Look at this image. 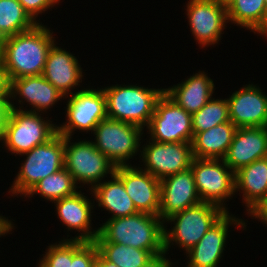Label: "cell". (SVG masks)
<instances>
[{"instance_id": "6da1fadb", "label": "cell", "mask_w": 267, "mask_h": 267, "mask_svg": "<svg viewBox=\"0 0 267 267\" xmlns=\"http://www.w3.org/2000/svg\"><path fill=\"white\" fill-rule=\"evenodd\" d=\"M51 30L37 23L32 29L0 41L1 73L8 79L42 75L54 44Z\"/></svg>"}, {"instance_id": "7a4b0ae2", "label": "cell", "mask_w": 267, "mask_h": 267, "mask_svg": "<svg viewBox=\"0 0 267 267\" xmlns=\"http://www.w3.org/2000/svg\"><path fill=\"white\" fill-rule=\"evenodd\" d=\"M159 216L138 212L108 219L101 227L94 243H118L149 251L153 256L165 253L164 221Z\"/></svg>"}, {"instance_id": "3957f363", "label": "cell", "mask_w": 267, "mask_h": 267, "mask_svg": "<svg viewBox=\"0 0 267 267\" xmlns=\"http://www.w3.org/2000/svg\"><path fill=\"white\" fill-rule=\"evenodd\" d=\"M106 96L107 117L137 125L144 130L155 111L163 89H148L137 85H113L103 89Z\"/></svg>"}, {"instance_id": "277c9868", "label": "cell", "mask_w": 267, "mask_h": 267, "mask_svg": "<svg viewBox=\"0 0 267 267\" xmlns=\"http://www.w3.org/2000/svg\"><path fill=\"white\" fill-rule=\"evenodd\" d=\"M226 211L221 207L200 202L178 212L165 221L174 222L171 230L164 227V250L167 254L169 247L175 242L182 249L188 252L192 249L205 235V233L214 225Z\"/></svg>"}, {"instance_id": "5b68a950", "label": "cell", "mask_w": 267, "mask_h": 267, "mask_svg": "<svg viewBox=\"0 0 267 267\" xmlns=\"http://www.w3.org/2000/svg\"><path fill=\"white\" fill-rule=\"evenodd\" d=\"M10 108L4 127L3 143L13 154L28 152L57 134L58 125L44 120L41 114L23 110L21 107L17 109L12 102Z\"/></svg>"}, {"instance_id": "8992f818", "label": "cell", "mask_w": 267, "mask_h": 267, "mask_svg": "<svg viewBox=\"0 0 267 267\" xmlns=\"http://www.w3.org/2000/svg\"><path fill=\"white\" fill-rule=\"evenodd\" d=\"M26 155L11 186V194L26 195L41 179L64 168V136L57 133L48 142L35 146Z\"/></svg>"}, {"instance_id": "52a82bcc", "label": "cell", "mask_w": 267, "mask_h": 267, "mask_svg": "<svg viewBox=\"0 0 267 267\" xmlns=\"http://www.w3.org/2000/svg\"><path fill=\"white\" fill-rule=\"evenodd\" d=\"M143 129L131 123L106 118L94 128L93 144L116 167L129 165L140 147Z\"/></svg>"}, {"instance_id": "ba28073f", "label": "cell", "mask_w": 267, "mask_h": 267, "mask_svg": "<svg viewBox=\"0 0 267 267\" xmlns=\"http://www.w3.org/2000/svg\"><path fill=\"white\" fill-rule=\"evenodd\" d=\"M64 136V167L75 183L91 184L92 190L107 175L115 172L116 166L93 144V141L72 142Z\"/></svg>"}, {"instance_id": "9c48e42d", "label": "cell", "mask_w": 267, "mask_h": 267, "mask_svg": "<svg viewBox=\"0 0 267 267\" xmlns=\"http://www.w3.org/2000/svg\"><path fill=\"white\" fill-rule=\"evenodd\" d=\"M221 162V163H220ZM201 202L224 206L235 192V173L223 159L193 158L190 166Z\"/></svg>"}, {"instance_id": "30bf717a", "label": "cell", "mask_w": 267, "mask_h": 267, "mask_svg": "<svg viewBox=\"0 0 267 267\" xmlns=\"http://www.w3.org/2000/svg\"><path fill=\"white\" fill-rule=\"evenodd\" d=\"M150 140L163 143L193 141L192 114L186 112L165 92L155 105L154 114L147 125Z\"/></svg>"}, {"instance_id": "8fae6325", "label": "cell", "mask_w": 267, "mask_h": 267, "mask_svg": "<svg viewBox=\"0 0 267 267\" xmlns=\"http://www.w3.org/2000/svg\"><path fill=\"white\" fill-rule=\"evenodd\" d=\"M66 123L57 126V133L71 137L75 129L94 131L97 124L107 118L106 96L102 89H82L69 95Z\"/></svg>"}, {"instance_id": "7c38bea8", "label": "cell", "mask_w": 267, "mask_h": 267, "mask_svg": "<svg viewBox=\"0 0 267 267\" xmlns=\"http://www.w3.org/2000/svg\"><path fill=\"white\" fill-rule=\"evenodd\" d=\"M142 147L144 171L159 180L189 169L193 160L192 143L150 142L149 139L148 145Z\"/></svg>"}, {"instance_id": "4fadbf2b", "label": "cell", "mask_w": 267, "mask_h": 267, "mask_svg": "<svg viewBox=\"0 0 267 267\" xmlns=\"http://www.w3.org/2000/svg\"><path fill=\"white\" fill-rule=\"evenodd\" d=\"M187 5L189 26L203 47L218 43L228 22L227 9L215 0H190Z\"/></svg>"}, {"instance_id": "5bb4252c", "label": "cell", "mask_w": 267, "mask_h": 267, "mask_svg": "<svg viewBox=\"0 0 267 267\" xmlns=\"http://www.w3.org/2000/svg\"><path fill=\"white\" fill-rule=\"evenodd\" d=\"M123 182L125 191L138 212L159 216L160 180L142 168L117 166L114 172Z\"/></svg>"}, {"instance_id": "9a60e30c", "label": "cell", "mask_w": 267, "mask_h": 267, "mask_svg": "<svg viewBox=\"0 0 267 267\" xmlns=\"http://www.w3.org/2000/svg\"><path fill=\"white\" fill-rule=\"evenodd\" d=\"M159 217L165 222L170 216L201 202L191 168L160 180Z\"/></svg>"}, {"instance_id": "2e32d148", "label": "cell", "mask_w": 267, "mask_h": 267, "mask_svg": "<svg viewBox=\"0 0 267 267\" xmlns=\"http://www.w3.org/2000/svg\"><path fill=\"white\" fill-rule=\"evenodd\" d=\"M249 84L227 98L229 120L237 127H267V95Z\"/></svg>"}, {"instance_id": "e0dca14e", "label": "cell", "mask_w": 267, "mask_h": 267, "mask_svg": "<svg viewBox=\"0 0 267 267\" xmlns=\"http://www.w3.org/2000/svg\"><path fill=\"white\" fill-rule=\"evenodd\" d=\"M226 212L205 233L202 239L186 254L189 257L187 267H217L222 253L225 250L228 228L230 225L246 227L245 221L238 219ZM230 224V225H229Z\"/></svg>"}, {"instance_id": "ac0fdd59", "label": "cell", "mask_w": 267, "mask_h": 267, "mask_svg": "<svg viewBox=\"0 0 267 267\" xmlns=\"http://www.w3.org/2000/svg\"><path fill=\"white\" fill-rule=\"evenodd\" d=\"M267 157V127H239L224 162L235 173L256 160Z\"/></svg>"}, {"instance_id": "d6986e66", "label": "cell", "mask_w": 267, "mask_h": 267, "mask_svg": "<svg viewBox=\"0 0 267 267\" xmlns=\"http://www.w3.org/2000/svg\"><path fill=\"white\" fill-rule=\"evenodd\" d=\"M43 77L50 82L61 94L69 97L74 86L82 82V68L73 54L62 50L54 43L49 50ZM81 80V81H80ZM70 92V93H69Z\"/></svg>"}, {"instance_id": "ffe728a7", "label": "cell", "mask_w": 267, "mask_h": 267, "mask_svg": "<svg viewBox=\"0 0 267 267\" xmlns=\"http://www.w3.org/2000/svg\"><path fill=\"white\" fill-rule=\"evenodd\" d=\"M58 218L68 230H77L80 233L73 240L94 242L99 234V229L91 231V209L94 205L82 194L81 191L75 194L54 201ZM91 228V229H90Z\"/></svg>"}, {"instance_id": "44dd1931", "label": "cell", "mask_w": 267, "mask_h": 267, "mask_svg": "<svg viewBox=\"0 0 267 267\" xmlns=\"http://www.w3.org/2000/svg\"><path fill=\"white\" fill-rule=\"evenodd\" d=\"M9 94L10 99L14 100L18 95L22 101L29 102L36 109L29 111L37 113L48 110L58 100L65 97L43 75L13 79L9 83Z\"/></svg>"}, {"instance_id": "7402d4cb", "label": "cell", "mask_w": 267, "mask_h": 267, "mask_svg": "<svg viewBox=\"0 0 267 267\" xmlns=\"http://www.w3.org/2000/svg\"><path fill=\"white\" fill-rule=\"evenodd\" d=\"M214 87L213 80L200 71L164 92L186 112L193 114L212 98Z\"/></svg>"}, {"instance_id": "603a6c76", "label": "cell", "mask_w": 267, "mask_h": 267, "mask_svg": "<svg viewBox=\"0 0 267 267\" xmlns=\"http://www.w3.org/2000/svg\"><path fill=\"white\" fill-rule=\"evenodd\" d=\"M241 189L249 214L267 199V157L256 160L235 172V192Z\"/></svg>"}, {"instance_id": "cb8c5ba5", "label": "cell", "mask_w": 267, "mask_h": 267, "mask_svg": "<svg viewBox=\"0 0 267 267\" xmlns=\"http://www.w3.org/2000/svg\"><path fill=\"white\" fill-rule=\"evenodd\" d=\"M237 127L231 122L198 132L192 141L193 158L223 159L233 141Z\"/></svg>"}, {"instance_id": "d4e9b609", "label": "cell", "mask_w": 267, "mask_h": 267, "mask_svg": "<svg viewBox=\"0 0 267 267\" xmlns=\"http://www.w3.org/2000/svg\"><path fill=\"white\" fill-rule=\"evenodd\" d=\"M111 180L101 182L95 186L91 192L98 200V207H103L111 214L113 218L126 217L138 213L133 201L125 191L122 180L113 173Z\"/></svg>"}, {"instance_id": "484cf974", "label": "cell", "mask_w": 267, "mask_h": 267, "mask_svg": "<svg viewBox=\"0 0 267 267\" xmlns=\"http://www.w3.org/2000/svg\"><path fill=\"white\" fill-rule=\"evenodd\" d=\"M228 22L245 27L254 33L267 32V9L265 0H235L227 9Z\"/></svg>"}, {"instance_id": "4316f807", "label": "cell", "mask_w": 267, "mask_h": 267, "mask_svg": "<svg viewBox=\"0 0 267 267\" xmlns=\"http://www.w3.org/2000/svg\"><path fill=\"white\" fill-rule=\"evenodd\" d=\"M37 23L18 0H0V41L30 30Z\"/></svg>"}, {"instance_id": "83f0119b", "label": "cell", "mask_w": 267, "mask_h": 267, "mask_svg": "<svg viewBox=\"0 0 267 267\" xmlns=\"http://www.w3.org/2000/svg\"><path fill=\"white\" fill-rule=\"evenodd\" d=\"M77 185L71 174L64 167L58 172L41 179L26 195L40 194L41 197L51 201L71 196L77 191Z\"/></svg>"}, {"instance_id": "f1b7e54d", "label": "cell", "mask_w": 267, "mask_h": 267, "mask_svg": "<svg viewBox=\"0 0 267 267\" xmlns=\"http://www.w3.org/2000/svg\"><path fill=\"white\" fill-rule=\"evenodd\" d=\"M98 252L118 267H142L154 256L147 250L118 243H95Z\"/></svg>"}, {"instance_id": "f546056e", "label": "cell", "mask_w": 267, "mask_h": 267, "mask_svg": "<svg viewBox=\"0 0 267 267\" xmlns=\"http://www.w3.org/2000/svg\"><path fill=\"white\" fill-rule=\"evenodd\" d=\"M228 121L230 120L227 99L215 100L212 97L199 111L192 114L193 135Z\"/></svg>"}, {"instance_id": "4dcf8cb0", "label": "cell", "mask_w": 267, "mask_h": 267, "mask_svg": "<svg viewBox=\"0 0 267 267\" xmlns=\"http://www.w3.org/2000/svg\"><path fill=\"white\" fill-rule=\"evenodd\" d=\"M38 267H71L72 238L48 246Z\"/></svg>"}, {"instance_id": "1f68e13d", "label": "cell", "mask_w": 267, "mask_h": 267, "mask_svg": "<svg viewBox=\"0 0 267 267\" xmlns=\"http://www.w3.org/2000/svg\"><path fill=\"white\" fill-rule=\"evenodd\" d=\"M98 248L94 242H85L72 239L71 267H95Z\"/></svg>"}, {"instance_id": "d6a6232c", "label": "cell", "mask_w": 267, "mask_h": 267, "mask_svg": "<svg viewBox=\"0 0 267 267\" xmlns=\"http://www.w3.org/2000/svg\"><path fill=\"white\" fill-rule=\"evenodd\" d=\"M24 10L30 15V17L36 21L38 14H42L50 7L52 8L60 0H18Z\"/></svg>"}, {"instance_id": "836d02e7", "label": "cell", "mask_w": 267, "mask_h": 267, "mask_svg": "<svg viewBox=\"0 0 267 267\" xmlns=\"http://www.w3.org/2000/svg\"><path fill=\"white\" fill-rule=\"evenodd\" d=\"M10 102H0V141H3L4 127L10 111Z\"/></svg>"}, {"instance_id": "e575fe53", "label": "cell", "mask_w": 267, "mask_h": 267, "mask_svg": "<svg viewBox=\"0 0 267 267\" xmlns=\"http://www.w3.org/2000/svg\"><path fill=\"white\" fill-rule=\"evenodd\" d=\"M249 214H250L251 217H255V218H257L258 220H261L264 224L267 225V199H265L263 202H261Z\"/></svg>"}, {"instance_id": "d590c367", "label": "cell", "mask_w": 267, "mask_h": 267, "mask_svg": "<svg viewBox=\"0 0 267 267\" xmlns=\"http://www.w3.org/2000/svg\"><path fill=\"white\" fill-rule=\"evenodd\" d=\"M166 253H162L160 255L154 256L150 261H148L144 266L142 267H172L171 261H169L165 257Z\"/></svg>"}, {"instance_id": "8d00e7d4", "label": "cell", "mask_w": 267, "mask_h": 267, "mask_svg": "<svg viewBox=\"0 0 267 267\" xmlns=\"http://www.w3.org/2000/svg\"><path fill=\"white\" fill-rule=\"evenodd\" d=\"M9 94V81L1 73L0 74V102H11Z\"/></svg>"}, {"instance_id": "74e56055", "label": "cell", "mask_w": 267, "mask_h": 267, "mask_svg": "<svg viewBox=\"0 0 267 267\" xmlns=\"http://www.w3.org/2000/svg\"><path fill=\"white\" fill-rule=\"evenodd\" d=\"M5 218L4 216H0V237L9 233L14 228L11 220Z\"/></svg>"}, {"instance_id": "f35d334b", "label": "cell", "mask_w": 267, "mask_h": 267, "mask_svg": "<svg viewBox=\"0 0 267 267\" xmlns=\"http://www.w3.org/2000/svg\"><path fill=\"white\" fill-rule=\"evenodd\" d=\"M95 267H118L114 263L106 260L99 252L97 256V262Z\"/></svg>"}, {"instance_id": "ab89813d", "label": "cell", "mask_w": 267, "mask_h": 267, "mask_svg": "<svg viewBox=\"0 0 267 267\" xmlns=\"http://www.w3.org/2000/svg\"><path fill=\"white\" fill-rule=\"evenodd\" d=\"M219 5L228 9L235 0H215Z\"/></svg>"}]
</instances>
